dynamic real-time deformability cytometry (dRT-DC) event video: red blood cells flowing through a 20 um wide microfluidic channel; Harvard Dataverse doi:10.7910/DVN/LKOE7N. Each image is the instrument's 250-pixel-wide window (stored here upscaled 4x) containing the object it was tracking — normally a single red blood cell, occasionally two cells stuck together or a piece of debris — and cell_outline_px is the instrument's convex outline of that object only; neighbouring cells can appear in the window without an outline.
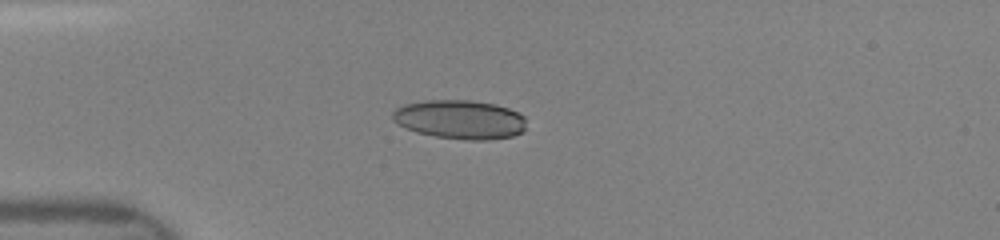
{"species": "human", "species_latin": "Homo sapiens", "temperature_condition": "room temperature", "stored_images_in_passage": 36, "camera_frame_rate_fps": 3000, "um_per_image_px": 0.085, "donor": {"sex": "female"}, "frame": {"image": 1, "passage_image": 1, "time_ms": 0.0, "image_size_px": [1000, 240], "cell_outline_px": [[524, 132], [512, 136], [488, 140], [464, 140], [436, 136], [416, 132], [392, 120], [392, 112], [396, 108], [404, 104], [424, 100], [468, 100], [496, 104], [508, 108], [524, 116]], "centroid_in_image_um": [39.09, 10.15], "position_along_channel_um": 45.9, "area_um2": 30.35}}
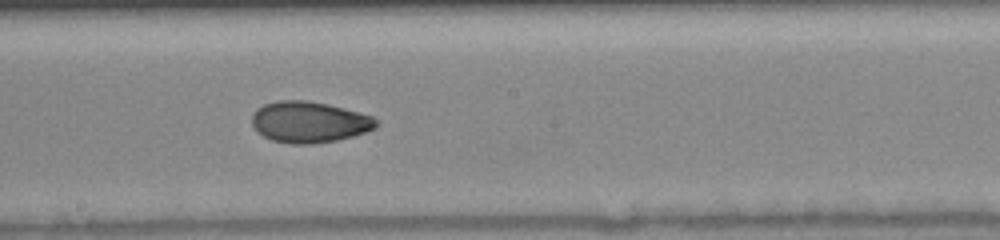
{"frame": {"image": 2, "passage_image": 15, "time_ms": 4.667, "image_size_px": [1000, 240], "cell_outline_px": [[376, 128], [352, 136], [336, 140], [312, 144], [292, 144], [272, 140], [256, 132], [252, 124], [252, 112], [256, 108], [264, 104], [280, 100], [304, 100], [328, 104], [344, 108], [372, 116], [376, 120]], "centroid_in_image_um": [26.23, 10.37], "position_along_channel_um": 222.0, "area_um2": 29.77}}
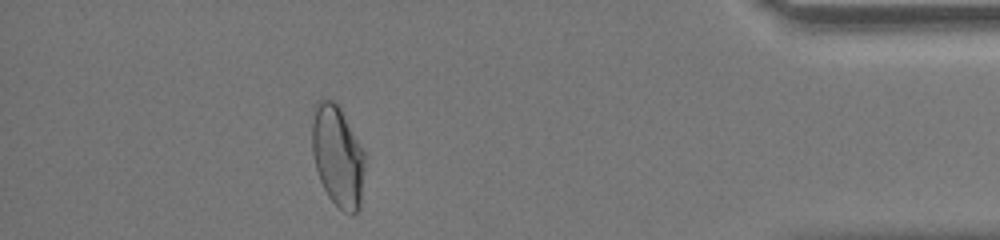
{"frame": {"image": 3, "passage_image": 31, "time_ms": 10.0, "image_size_px": [1000, 240], "cell_outline_px": [[368, 156], [360, 208], [352, 216], [344, 212], [328, 196], [320, 180], [316, 168], [312, 152], [312, 108], [316, 100], [336, 100], [364, 148]], "centroid_in_image_um": [28.75, 13.25], "position_along_channel_um": 406.5, "area_um2": 32.31}}